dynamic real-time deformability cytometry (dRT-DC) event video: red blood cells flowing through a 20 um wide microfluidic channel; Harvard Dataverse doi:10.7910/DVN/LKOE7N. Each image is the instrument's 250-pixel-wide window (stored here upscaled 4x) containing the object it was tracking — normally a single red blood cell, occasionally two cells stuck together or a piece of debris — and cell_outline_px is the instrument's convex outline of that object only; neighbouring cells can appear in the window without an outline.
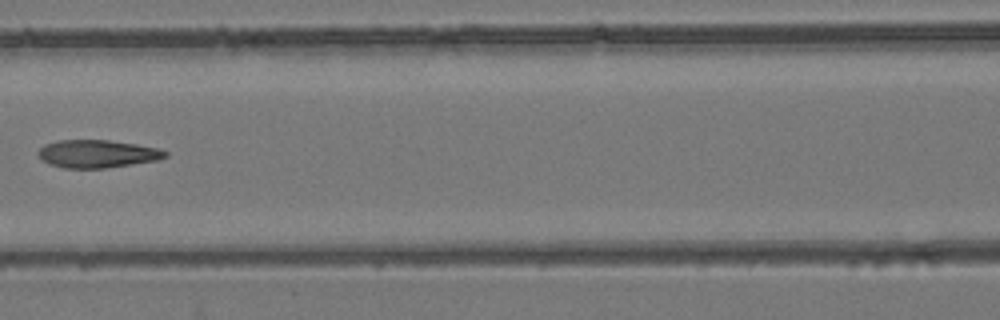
{"species": "common noctule bat (a hibernating species)", "species_latin": "Nyctalus noctula", "temperature_condition": "room temperature", "stored_images_in_passage": 8, "camera_frame_rate_fps": 3000, "um_per_image_px": 0.085, "animal": {"sex": "female", "body_mass_g": 24.6, "forearm_length_mm": 56.2}, "frame": {"image": 1, "passage_image": 7, "time_ms": 2.0, "image_size_px": [1000, 320], "cell_outline_px": [[168, 156], [160, 160], [104, 168], [64, 168], [48, 164], [36, 152], [44, 144], [56, 140], [108, 140], [136, 144], [160, 148], [168, 152]], "centroid_in_image_um": [8.29, 13.07], "position_along_channel_um": 158.3, "area_um2": 20.75}}
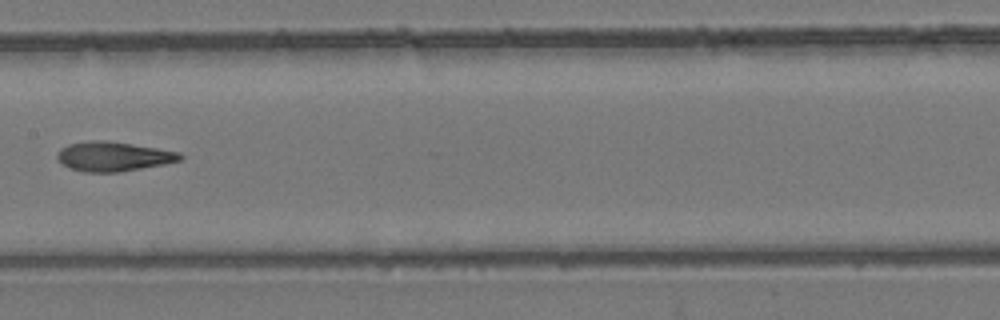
{"frame": {"image": 2, "passage_image": 8, "time_ms": 2.333, "image_size_px": [1000, 320], "cell_outline_px": [[184, 156], [180, 160], [164, 164], [120, 172], [84, 172], [68, 168], [56, 156], [56, 152], [60, 148], [68, 144], [88, 140], [108, 140], [180, 152]], "centroid_in_image_um": [9.61, 13.29], "position_along_channel_um": 197.8, "area_um2": 21.21}}